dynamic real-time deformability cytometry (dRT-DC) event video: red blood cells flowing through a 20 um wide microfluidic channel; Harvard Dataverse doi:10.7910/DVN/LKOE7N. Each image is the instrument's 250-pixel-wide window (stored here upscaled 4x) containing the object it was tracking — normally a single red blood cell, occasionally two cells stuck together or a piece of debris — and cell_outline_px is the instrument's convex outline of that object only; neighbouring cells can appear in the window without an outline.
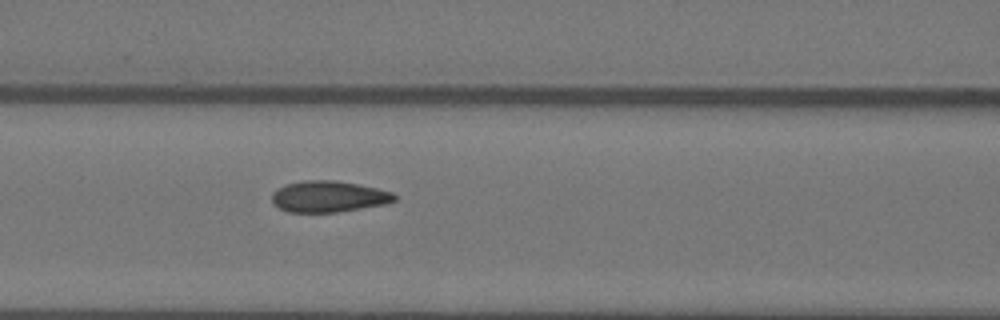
{"species": "Egyptian fruit bat (a non-hibernating species)", "species_latin": "Rousettus aegyptiacus", "temperature_condition": "warm", "stored_images_in_passage": 5, "segment_of_instrument_passage": [1, 2], "camera_frame_rate_fps": 3000, "um_per_image_px": 0.085, "animal": {"sex": "female"}, "frame": {"image": 1, "passage_image": 4, "time_ms": 1.0, "image_size_px": [1000, 320], "cell_outline_px": [[396, 200], [384, 204], [336, 212], [288, 212], [280, 208], [272, 200], [272, 192], [276, 188], [284, 184], [304, 180], [336, 180], [376, 188], [392, 192], [396, 196]], "centroid_in_image_um": [27.89, 16.69], "position_along_channel_um": 138.7, "area_um2": 22.2}}